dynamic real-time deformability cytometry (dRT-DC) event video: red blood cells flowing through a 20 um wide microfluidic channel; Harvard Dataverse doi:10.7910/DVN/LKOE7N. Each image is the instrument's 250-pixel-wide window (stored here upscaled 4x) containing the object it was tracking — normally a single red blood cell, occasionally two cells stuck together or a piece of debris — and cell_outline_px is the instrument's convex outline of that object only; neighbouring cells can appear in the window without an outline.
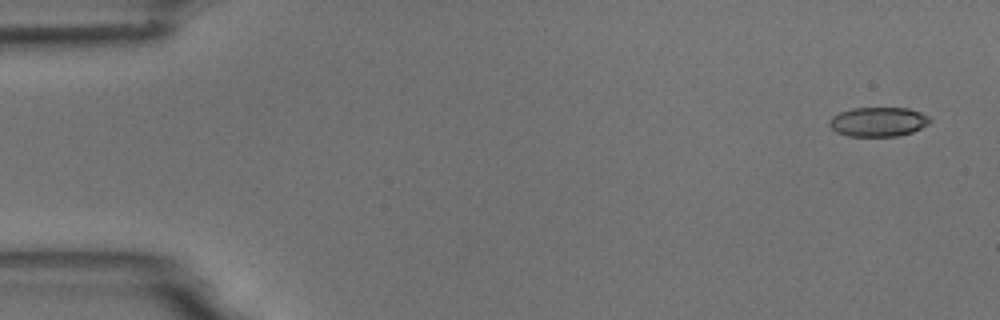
{"species": "common noctule bat (a hibernating species)", "species_latin": "Nyctalus noctula", "temperature_condition": "room temperature", "stored_images_in_passage": 5, "segment_of_instrument_passage": [1, 2], "camera_frame_rate_fps": 3000, "um_per_image_px": 0.085, "animal": {"sex": "male", "body_mass_g": 18.8}, "frame": {"image": 1, "passage_image": 1, "time_ms": 0.0, "image_size_px": [1000, 320], "cell_outline_px": [[932, 120], [928, 124], [912, 132], [896, 136], [848, 136], [836, 132], [828, 124], [828, 120], [832, 116], [840, 112], [852, 108], [908, 108], [920, 112], [928, 116]], "centroid_in_image_um": [74.63, 10.35], "position_along_channel_um": 10.4, "area_um2": 17.22}}